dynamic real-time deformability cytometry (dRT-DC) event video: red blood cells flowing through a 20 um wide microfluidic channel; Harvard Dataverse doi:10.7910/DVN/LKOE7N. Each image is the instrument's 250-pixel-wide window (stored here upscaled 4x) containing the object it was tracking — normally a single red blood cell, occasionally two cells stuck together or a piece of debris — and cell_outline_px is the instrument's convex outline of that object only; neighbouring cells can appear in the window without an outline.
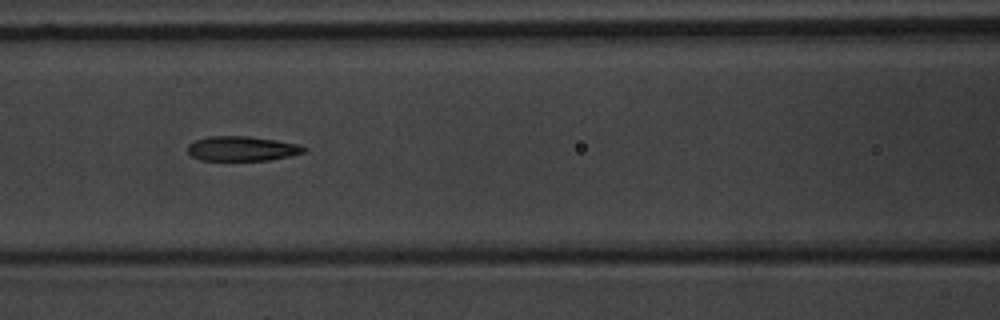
{"species": "common noctule bat (a hibernating species)", "species_latin": "Nyctalus noctula", "temperature_condition": "warm", "stored_images_in_passage": 7, "camera_frame_rate_fps": 3000, "um_per_image_px": 0.085, "animal": {"sex": "male", "body_mass_g": 20.1, "forearm_length_mm": 53.5}, "frame": {"image": 1, "passage_image": 4, "time_ms": 4.333, "image_size_px": [1000, 320], "cell_outline_px": [[308, 148], [304, 152], [272, 160], [200, 160], [192, 156], [188, 152], [188, 144], [196, 140], [208, 136], [248, 136], [276, 140], [296, 144]], "centroid_in_image_um": [20.55, 12.63], "position_along_channel_um": 146.0, "area_um2": 16.65}}
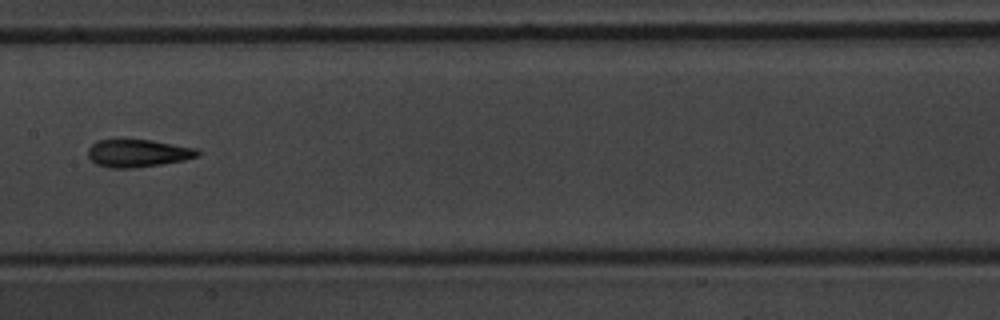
{"frame": {"image": 2, "passage_image": 5, "time_ms": 5.667, "image_size_px": [1000, 320], "cell_outline_px": [[200, 156], [184, 160], [160, 164], [132, 168], [108, 168], [96, 164], [88, 156], [88, 148], [96, 140], [152, 140], [196, 148], [200, 152]], "centroid_in_image_um": [11.72, 13.02], "position_along_channel_um": 195.7, "area_um2": 17.63}}
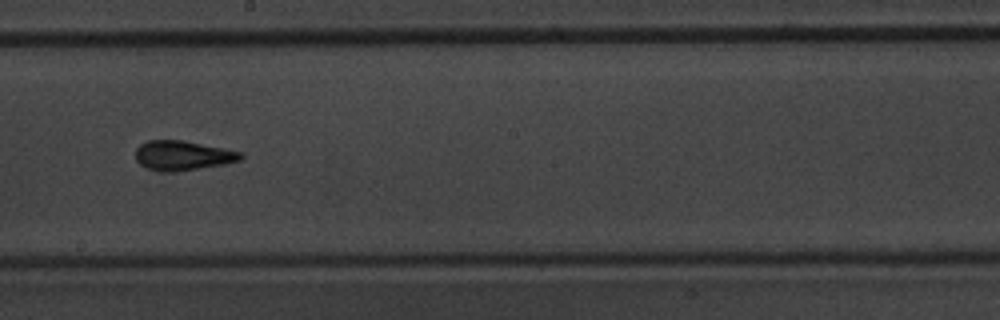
{"frame": {"image": 3, "passage_image": 6, "time_ms": 6.667, "image_size_px": [1000, 320], "cell_outline_px": [[244, 156], [240, 160], [224, 164], [176, 172], [164, 172], [148, 168], [140, 164], [136, 160], [136, 148], [140, 144], [148, 140], [184, 140], [244, 152]], "centroid_in_image_um": [15.55, 13.21], "position_along_channel_um": 232.7, "area_um2": 18.26}}